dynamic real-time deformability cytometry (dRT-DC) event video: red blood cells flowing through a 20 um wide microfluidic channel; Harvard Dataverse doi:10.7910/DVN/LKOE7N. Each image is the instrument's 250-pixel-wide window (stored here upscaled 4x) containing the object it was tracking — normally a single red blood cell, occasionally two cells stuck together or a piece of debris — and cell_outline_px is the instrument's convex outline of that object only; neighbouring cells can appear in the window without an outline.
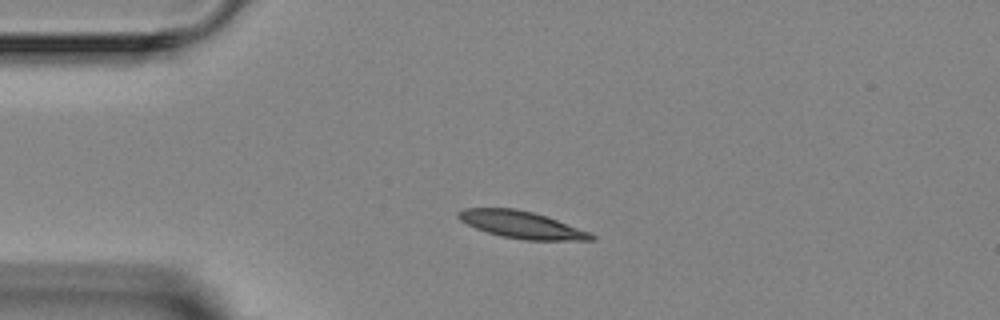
{"species": "Egyptian fruit bat (a non-hibernating species)", "species_latin": "Rousettus aegyptiacus", "temperature_condition": "room temperature", "stored_images_in_passage": 3, "camera_frame_rate_fps": 3000, "um_per_image_px": 0.085, "animal": {"sex": "female"}, "frame": {"image": 1, "passage_image": 2, "time_ms": 1.333, "image_size_px": [1000, 320], "cell_outline_px": [[596, 240], [524, 240], [500, 236], [476, 228], [460, 220], [456, 216], [456, 212], [464, 208], [516, 208], [532, 212], [556, 220], [588, 232], [596, 236]], "centroid_in_image_um": [44.28, 19.1], "position_along_channel_um": 40.7, "area_um2": 20.75}}